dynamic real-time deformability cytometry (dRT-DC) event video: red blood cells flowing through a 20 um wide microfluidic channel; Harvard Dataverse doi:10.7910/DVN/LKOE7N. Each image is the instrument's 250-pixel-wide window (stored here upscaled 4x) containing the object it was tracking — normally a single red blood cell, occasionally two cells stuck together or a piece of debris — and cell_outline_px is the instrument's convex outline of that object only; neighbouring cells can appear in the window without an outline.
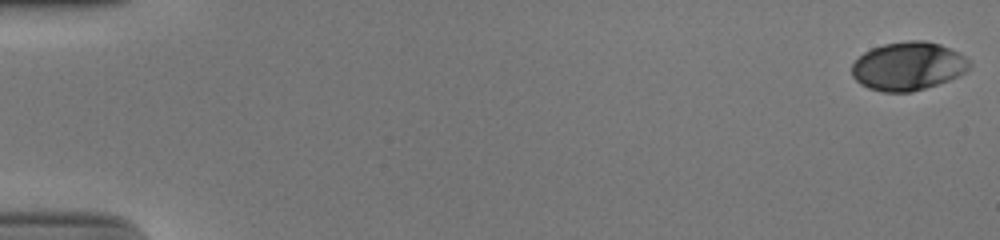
{"species": "human", "species_latin": "Homo sapiens", "temperature_condition": "cold", "stored_images_in_passage": 54, "camera_frame_rate_fps": 3000, "um_per_image_px": 0.085, "donor": {"sex": "male"}, "frame": {"image": 1, "passage_image": 1, "time_ms": 0.0, "image_size_px": [1000, 240], "cell_outline_px": [[972, 64], [964, 72], [948, 80], [912, 92], [884, 92], [868, 88], [860, 84], [852, 76], [852, 64], [864, 52], [872, 48], [884, 44], [908, 40], [924, 40], [940, 44], [960, 52]], "centroid_in_image_um": [77.18, 5.61], "position_along_channel_um": 7.8, "area_um2": 33.06}}
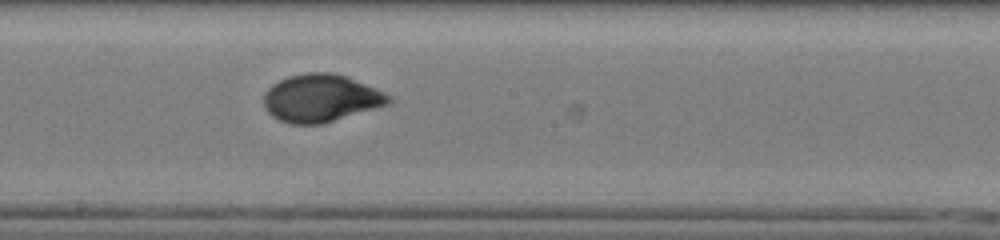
{"frame": {"image": 2, "passage_image": 31, "time_ms": 10.0, "image_size_px": [1000, 240], "cell_outline_px": [[392, 100], [388, 104], [320, 124], [288, 124], [272, 116], [264, 108], [264, 92], [272, 84], [288, 76], [308, 72], [328, 72], [344, 76], [364, 84], [392, 96]], "centroid_in_image_um": [27.21, 8.35], "position_along_channel_um": 221.0, "area_um2": 34.22}}
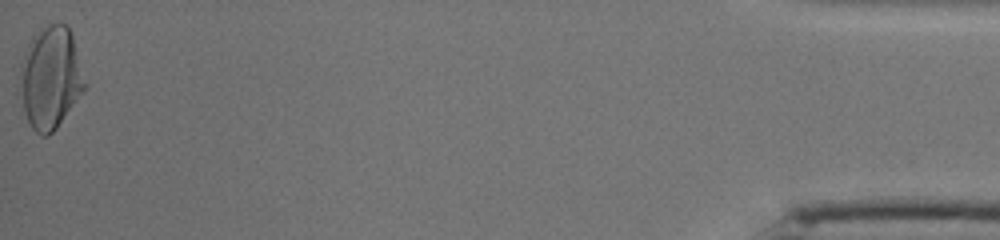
{"frame": {"image": 3, "passage_image": 54, "time_ms": 17.667, "image_size_px": [1000, 240], "cell_outline_px": [[88, 84], [84, 92], [56, 128], [48, 136], [40, 136], [32, 128], [28, 120], [24, 108], [20, 68], [20, 64], [32, 36], [40, 28], [48, 24], [64, 24], [68, 28], [72, 36]], "centroid_in_image_um": [4.34, 6.61], "position_along_channel_um": 430.9, "area_um2": 38.26}, "authors_computed_cell_mechanics": {"area_um2": 33.8419, "velocity_mm_per_s": 3.907, "shape_relaxation_time_tau1_ms": 3.906, "shape_relaxation_time_tau2_ms": null, "deformation_change_tau1": 0.1935, "deformation_change_tau2": null}}